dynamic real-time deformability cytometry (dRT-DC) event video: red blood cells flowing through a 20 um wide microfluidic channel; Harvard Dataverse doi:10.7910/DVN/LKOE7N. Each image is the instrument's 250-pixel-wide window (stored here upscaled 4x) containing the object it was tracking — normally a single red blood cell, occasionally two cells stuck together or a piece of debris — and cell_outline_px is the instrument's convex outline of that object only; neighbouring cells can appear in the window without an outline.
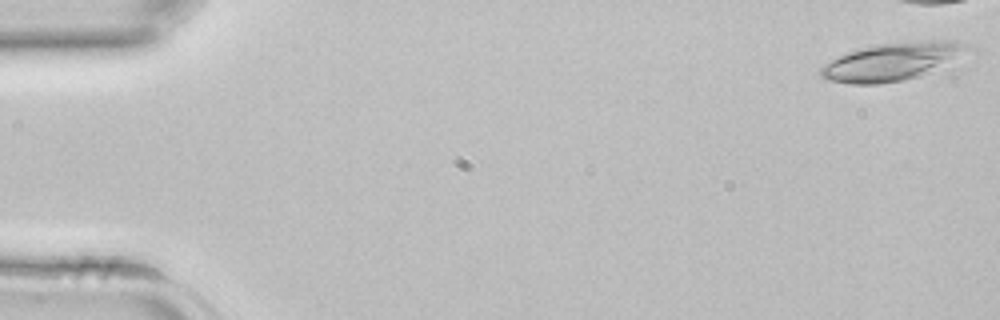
{"species": "common noctule bat (a hibernating species)", "species_latin": "Nyctalus noctula", "temperature_condition": "room temperature", "stored_images_in_passage": 12, "camera_frame_rate_fps": 3000, "um_per_image_px": 0.085, "animal": {"sex": "female", "body_mass_g": 22.7, "forearm_length_mm": 54.2}, "frame": {"image": 1, "passage_image": 1, "time_ms": 0.0, "image_size_px": [1000, 320], "cell_outline_px": [[964, 48], [952, 60], [920, 76], [904, 80], [880, 84], [852, 84], [828, 80], [820, 76], [820, 68], [832, 60], [848, 52], [872, 44], [908, 40], [956, 40], [964, 44]], "centroid_in_image_um": [75.71, 5.22], "position_along_channel_um": 9.3, "area_um2": 31.79}}